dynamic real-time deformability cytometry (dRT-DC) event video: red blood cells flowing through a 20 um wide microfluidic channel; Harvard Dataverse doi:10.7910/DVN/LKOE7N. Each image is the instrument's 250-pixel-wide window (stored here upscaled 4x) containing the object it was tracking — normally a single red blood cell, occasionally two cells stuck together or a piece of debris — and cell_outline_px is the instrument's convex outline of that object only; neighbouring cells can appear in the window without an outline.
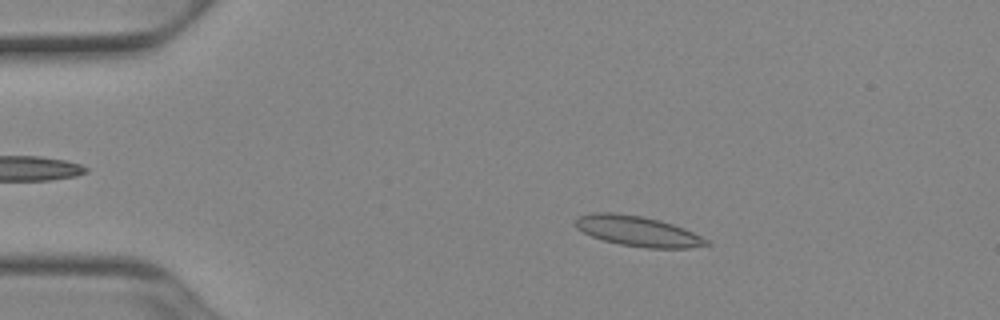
{"species": "Egyptian fruit bat (a non-hibernating species)", "species_latin": "Rousettus aegyptiacus", "temperature_condition": "cold", "stored_images_in_passage": 51, "camera_frame_rate_fps": 3000, "um_per_image_px": 0.085, "animal": {"sex": "female"}, "frame": {"image": 1, "passage_image": 9, "time_ms": 2.667, "image_size_px": [1000, 320], "cell_outline_px": [[712, 244], [688, 248], [648, 248], [620, 244], [604, 240], [592, 236], [576, 228], [576, 216], [592, 212], [616, 212], [644, 216], [660, 220], [684, 228], [708, 240]], "centroid_in_image_um": [54.19, 19.63], "position_along_channel_um": 30.8, "area_um2": 23.12}}
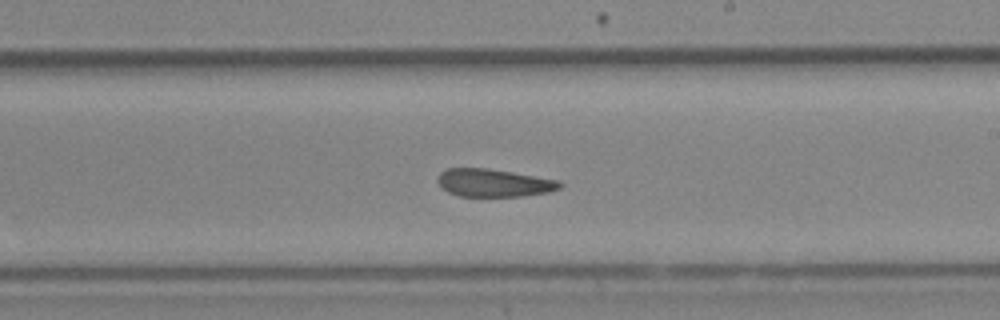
{"frame": {"image": 2, "passage_image": 30, "time_ms": 9.667, "image_size_px": [1000, 320], "cell_outline_px": [[564, 184], [560, 188], [548, 192], [520, 196], [460, 196], [448, 192], [436, 180], [436, 176], [444, 168], [488, 168], [560, 180]], "centroid_in_image_um": [41.96, 15.53], "position_along_channel_um": 247.0, "area_um2": 19.88}}
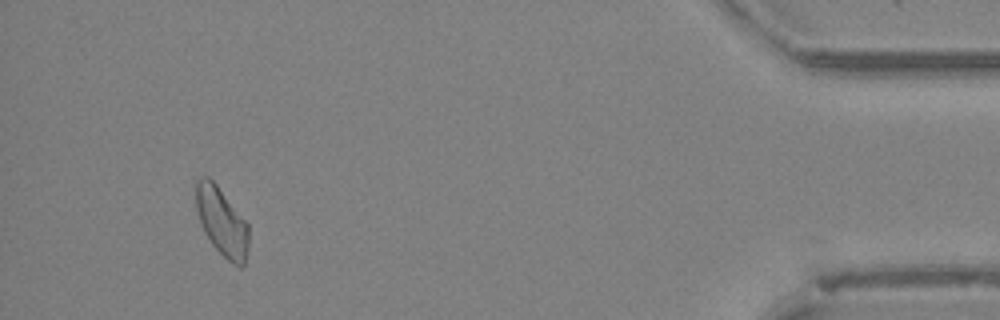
{"frame": {"image": 3, "passage_image": 48, "time_ms": 15.667, "image_size_px": [1000, 320], "cell_outline_px": [[248, 248], [244, 264], [240, 268], [232, 264], [212, 244], [204, 232], [200, 224], [196, 208], [196, 180], [200, 176], [208, 176], [216, 184], [248, 224]], "centroid_in_image_um": [18.84, 18.84], "position_along_channel_um": 416.4, "area_um2": 20.87}, "authors_computed_cell_mechanics": {"area_um2": 21.2126, "velocity_mm_per_s": 3.9067, "shape_relaxation_time_tau1_ms": 7.0289, "shape_relaxation_time_tau2_ms": 2.8954, "deformation_change_tau1": 0.1567, "deformation_change_tau2": 0.1142}}